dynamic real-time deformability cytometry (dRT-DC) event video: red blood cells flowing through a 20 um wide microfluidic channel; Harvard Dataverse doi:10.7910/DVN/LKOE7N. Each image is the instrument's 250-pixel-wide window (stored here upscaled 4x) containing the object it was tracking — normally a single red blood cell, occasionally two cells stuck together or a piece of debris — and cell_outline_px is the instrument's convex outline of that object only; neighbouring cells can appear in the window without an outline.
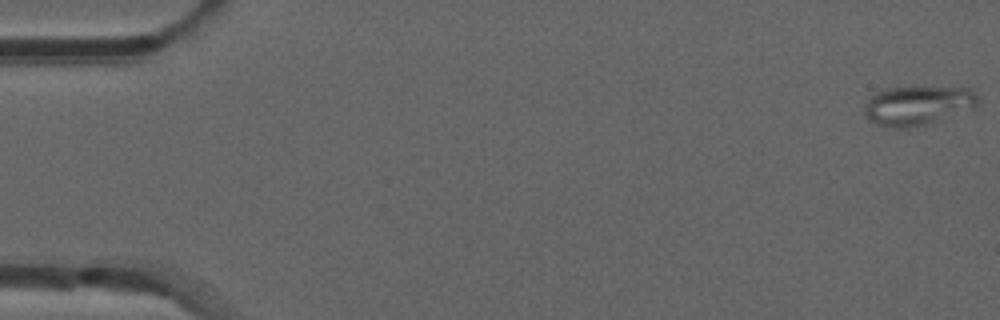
{"species": "common noctule bat (a hibernating species)", "species_latin": "Nyctalus noctula", "temperature_condition": "room temperature", "stored_images_in_passage": 53, "camera_frame_rate_fps": 3000, "um_per_image_px": 0.085, "animal": {"sex": "male", "forearm_length_mm": 52.5}, "frame": {"image": 1, "passage_image": 1, "time_ms": 0.0, "image_size_px": [1000, 320], "cell_outline_px": [[980, 104], [976, 108], [924, 124], [908, 128], [888, 128], [872, 120], [864, 112], [864, 108], [868, 100], [876, 92], [888, 88], [968, 88], [976, 92]], "centroid_in_image_um": [78.06, 8.97], "position_along_channel_um": 6.9, "area_um2": 25.49}}
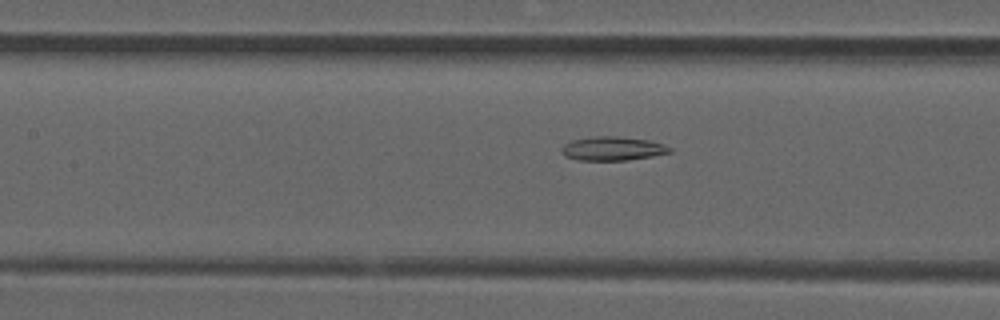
{"frame": {"image": 2, "passage_image": 24, "time_ms": 7.667, "image_size_px": [1000, 320], "cell_outline_px": [[672, 152], [652, 156], [628, 160], [576, 160], [564, 156], [560, 152], [560, 148], [564, 144], [572, 140], [592, 136], [616, 136], [648, 140], [664, 144], [672, 148]], "centroid_in_image_um": [52.04, 12.63], "position_along_channel_um": 155.4, "area_um2": 15.2}}
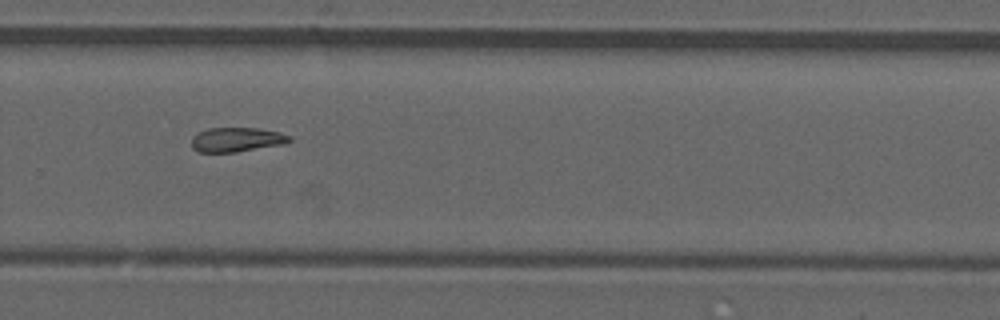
{"frame": {"image": 3, "passage_image": 36, "time_ms": 11.667, "image_size_px": [1000, 320], "cell_outline_px": [[292, 140], [280, 144], [236, 152], [200, 152], [192, 148], [192, 136], [208, 128], [256, 128], [280, 132], [292, 136]], "centroid_in_image_um": [20.1, 11.86], "position_along_channel_um": 309.7, "area_um2": 13.76}}